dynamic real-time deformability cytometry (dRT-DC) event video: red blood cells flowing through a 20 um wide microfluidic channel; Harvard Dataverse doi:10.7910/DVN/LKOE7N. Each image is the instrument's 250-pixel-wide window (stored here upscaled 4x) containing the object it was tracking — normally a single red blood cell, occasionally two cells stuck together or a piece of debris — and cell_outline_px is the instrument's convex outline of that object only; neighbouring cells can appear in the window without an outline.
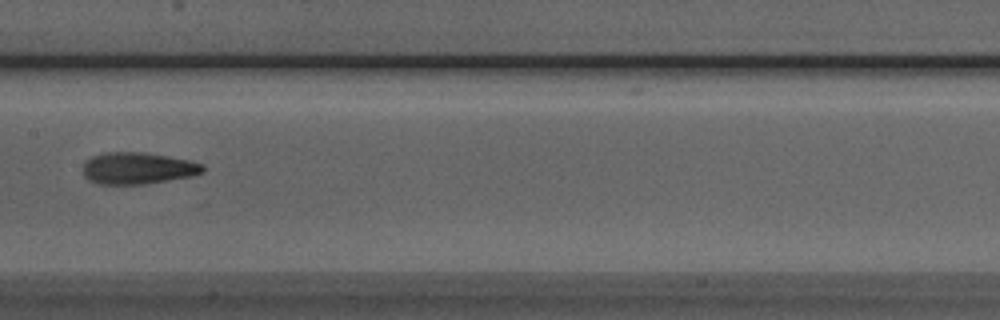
{"species": "Egyptian fruit bat (a non-hibernating species)", "species_latin": "Rousettus aegyptiacus", "temperature_condition": "room temperature", "stored_images_in_passage": 4, "camera_frame_rate_fps": 3000, "um_per_image_px": 0.085, "animal": {"sex": "male"}, "frame": {"image": 1, "passage_image": 4, "time_ms": 3.333, "image_size_px": [1000, 320], "cell_outline_px": [[204, 172], [192, 176], [144, 184], [100, 184], [88, 180], [84, 176], [84, 164], [92, 156], [104, 152], [144, 152], [168, 156], [188, 160], [204, 164]], "centroid_in_image_um": [11.72, 14.3], "position_along_channel_um": 195.7, "area_um2": 22.14}}